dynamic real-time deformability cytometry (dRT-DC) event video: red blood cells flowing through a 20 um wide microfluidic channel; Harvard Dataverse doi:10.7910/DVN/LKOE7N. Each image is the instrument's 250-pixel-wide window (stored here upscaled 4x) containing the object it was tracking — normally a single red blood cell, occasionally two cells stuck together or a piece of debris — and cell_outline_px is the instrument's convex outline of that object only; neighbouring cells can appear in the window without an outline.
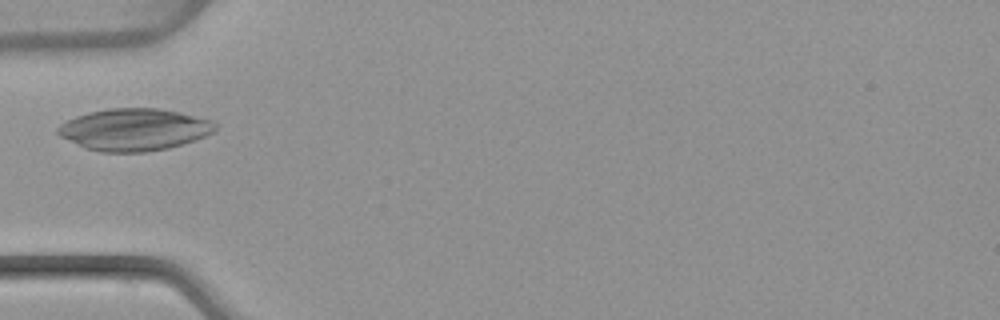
{"species": "common noctule bat (a hibernating species)", "species_latin": "Nyctalus noctula", "temperature_condition": "warm", "stored_images_in_passage": 35, "camera_frame_rate_fps": 3000, "um_per_image_px": 0.085, "animal": {"sex": "female", "body_mass_g": 22.7, "forearm_length_mm": 54.2}, "frame": {"image": 1, "passage_image": 1, "time_ms": 0.0, "image_size_px": [1000, 320], "cell_outline_px": [[216, 128], [212, 132], [204, 136], [168, 148], [144, 152], [100, 152], [84, 148], [60, 136], [56, 132], [56, 128], [60, 124], [76, 116], [88, 112], [108, 108], [160, 108], [180, 112], [212, 120], [216, 124]], "centroid_in_image_um": [11.37, 11.0], "position_along_channel_um": 73.6, "area_um2": 38.49}}
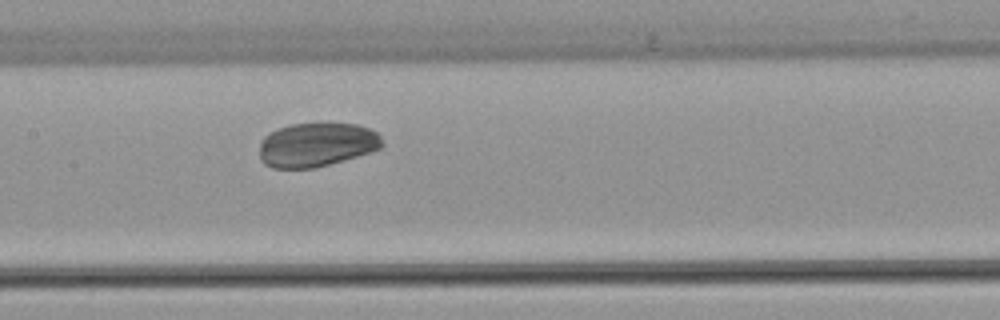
{"frame": {"image": 2, "passage_image": 9, "time_ms": 2.667, "image_size_px": [1000, 320], "cell_outline_px": [[384, 144], [380, 148], [372, 152], [328, 164], [312, 168], [272, 168], [264, 164], [260, 160], [260, 140], [268, 132], [292, 124], [356, 124], [368, 128], [376, 132], [380, 136]], "centroid_in_image_um": [26.89, 12.31], "position_along_channel_um": 180.5, "area_um2": 31.39}}
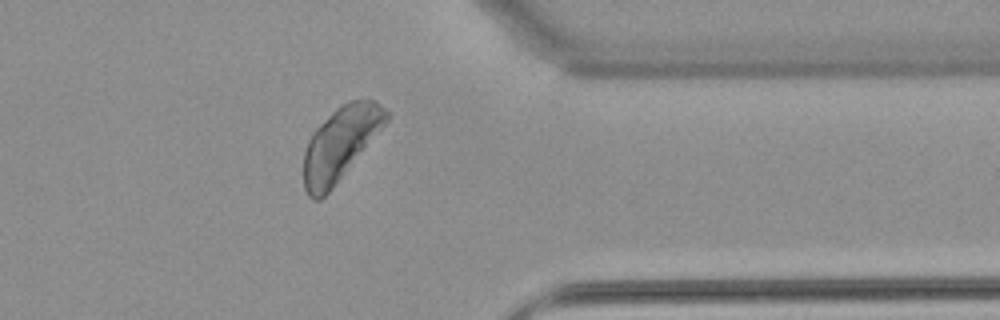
{"frame": {"image": 3, "passage_image": 25, "time_ms": 8.0, "image_size_px": [1000, 320], "cell_outline_px": [[392, 116], [332, 188], [320, 200], [312, 200], [308, 196], [304, 188], [304, 152], [308, 140], [312, 132], [340, 104], [348, 100], [376, 100]], "centroid_in_image_um": [28.92, 12.2], "position_along_channel_um": 382.5, "area_um2": 34.91}}